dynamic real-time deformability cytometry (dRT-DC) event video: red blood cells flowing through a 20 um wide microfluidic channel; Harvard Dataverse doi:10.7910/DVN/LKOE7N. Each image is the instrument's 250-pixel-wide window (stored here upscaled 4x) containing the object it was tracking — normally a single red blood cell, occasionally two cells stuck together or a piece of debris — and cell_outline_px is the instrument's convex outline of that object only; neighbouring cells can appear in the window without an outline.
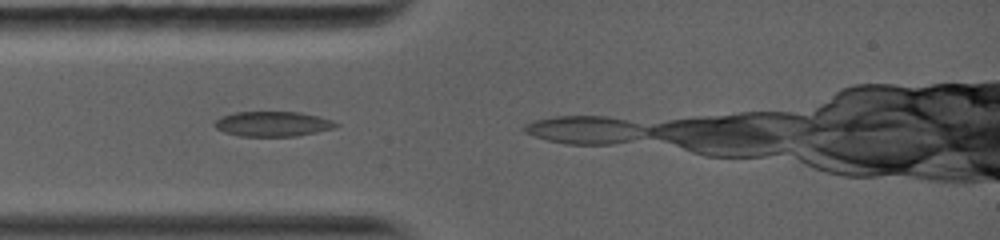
{"species": "common noctule bat (a hibernating species)", "species_latin": "Nyctalus noctula", "temperature_condition": "warm", "stored_images_in_passage": 3, "camera_frame_rate_fps": 5000, "um_per_image_px": 0.085, "animal": {"sex": "female", "body_mass_g": 19.0, "forearm_length_mm": 56.7}, "frame": {"image": 1, "passage_image": 2, "time_ms": 0.4, "image_size_px": [1000, 240], "cell_outline_px": [[340, 124], [336, 128], [296, 136], [240, 136], [224, 132], [216, 128], [212, 124], [220, 116], [236, 112], [300, 112], [332, 120]], "centroid_in_image_um": [23.17, 10.53], "position_along_channel_um": 61.8, "area_um2": 17.69}}